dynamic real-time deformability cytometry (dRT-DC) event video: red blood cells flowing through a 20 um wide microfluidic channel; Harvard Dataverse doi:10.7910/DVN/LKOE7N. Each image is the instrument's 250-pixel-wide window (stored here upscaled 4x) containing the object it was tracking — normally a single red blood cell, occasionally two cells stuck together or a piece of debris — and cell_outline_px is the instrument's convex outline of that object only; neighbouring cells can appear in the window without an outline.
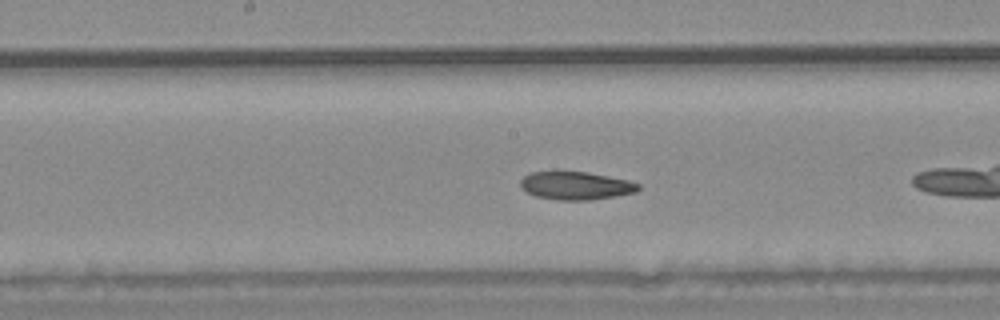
{"species": "common noctule bat (a hibernating species)", "species_latin": "Nyctalus noctula", "temperature_condition": "warm", "stored_images_in_passage": 26, "camera_frame_rate_fps": 3000, "um_per_image_px": 0.085, "animal": {"sex": "male", "body_mass_g": 20.4}, "frame": {"image": 1, "passage_image": 12, "time_ms": 3.667, "image_size_px": [1000, 320], "cell_outline_px": [[640, 188], [636, 192], [616, 196], [588, 200], [556, 200], [536, 196], [528, 192], [520, 184], [520, 180], [524, 176], [532, 172], [556, 168], [588, 172], [628, 180], [640, 184]], "centroid_in_image_um": [48.92, 15.73], "position_along_channel_um": 199.3, "area_um2": 19.88}}